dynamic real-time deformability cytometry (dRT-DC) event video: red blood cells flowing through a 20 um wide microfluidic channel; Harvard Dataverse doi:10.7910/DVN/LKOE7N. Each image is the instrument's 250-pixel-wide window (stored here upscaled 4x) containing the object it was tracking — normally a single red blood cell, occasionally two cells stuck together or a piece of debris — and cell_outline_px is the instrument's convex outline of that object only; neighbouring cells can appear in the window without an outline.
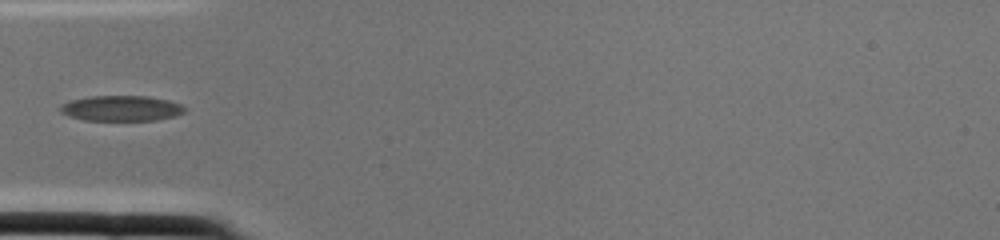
{"species": "common noctule bat (a hibernating species)", "species_latin": "Nyctalus noctula", "temperature_condition": "cold", "stored_images_in_passage": 1, "camera_frame_rate_fps": 3000, "um_per_image_px": 0.085, "animal": {"sex": "female", "body_mass_g": 22.0, "forearm_length_mm": 56.7}, "frame": {"image": 1, "passage_image": 1, "time_ms": 0.0, "image_size_px": [1000, 240], "cell_outline_px": [[188, 108], [184, 112], [176, 116], [156, 120], [84, 120], [68, 116], [60, 112], [60, 104], [72, 100], [88, 96], [148, 96], [168, 100], [180, 104]], "centroid_in_image_um": [10.32, 9.2], "position_along_channel_um": 74.7, "area_um2": 18.55}}